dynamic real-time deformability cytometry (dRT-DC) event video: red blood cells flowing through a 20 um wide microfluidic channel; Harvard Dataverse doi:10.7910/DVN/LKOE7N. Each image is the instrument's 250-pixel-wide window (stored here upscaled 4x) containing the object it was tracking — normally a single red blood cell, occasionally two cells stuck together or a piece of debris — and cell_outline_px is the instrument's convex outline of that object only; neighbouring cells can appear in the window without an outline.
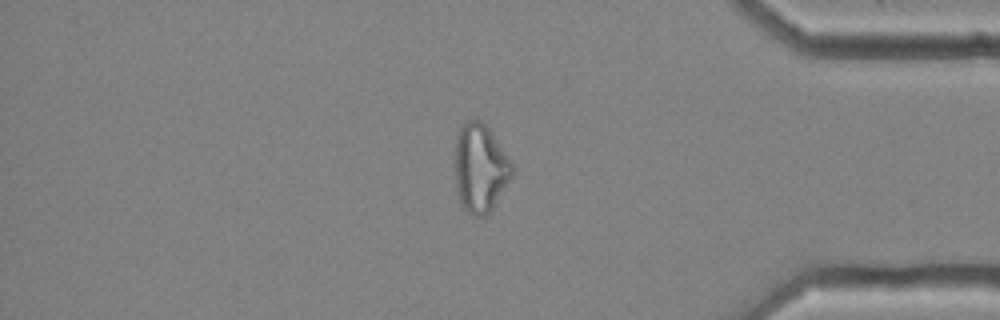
{"species": "common noctule bat (a hibernating species)", "species_latin": "Nyctalus noctula", "temperature_condition": "cold", "stored_images_in_passage": 54, "camera_frame_rate_fps": 3000, "um_per_image_px": 0.085, "animal": {"sex": "female", "body_mass_g": 25.1}, "frame": {"image": 1, "passage_image": 46, "time_ms": 15.0, "image_size_px": [1000, 320], "cell_outline_px": [[512, 176], [492, 208], [484, 216], [476, 216], [468, 212], [464, 208], [456, 192], [456, 136], [460, 128], [468, 120], [476, 116], [488, 128], [512, 164]], "centroid_in_image_um": [40.8, 14.27], "position_along_channel_um": 394.4, "area_um2": 28.78}, "authors_computed_cell_mechanics": {"area_um2": 29.9115, "velocity_mm_per_s": 3.6854, "shape_relaxation_time_tau1_ms": null, "shape_relaxation_time_tau2_ms": 2.0354, "deformation_change_tau1": null, "deformation_change_tau2": 0.1023}}